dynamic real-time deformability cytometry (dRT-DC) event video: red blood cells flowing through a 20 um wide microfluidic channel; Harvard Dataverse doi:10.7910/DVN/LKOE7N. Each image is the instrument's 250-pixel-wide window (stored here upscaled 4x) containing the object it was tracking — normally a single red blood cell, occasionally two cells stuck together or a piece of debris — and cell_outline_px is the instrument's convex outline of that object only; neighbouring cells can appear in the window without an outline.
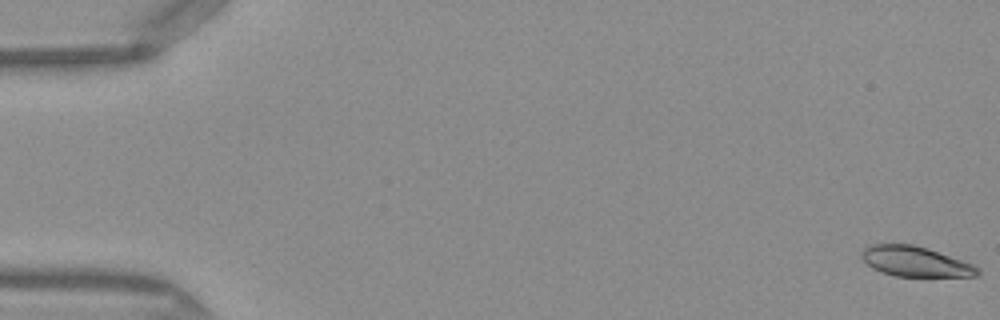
{"species": "Egyptian fruit bat (a non-hibernating species)", "species_latin": "Rousettus aegyptiacus", "temperature_condition": "warm", "stored_images_in_passage": 14, "camera_frame_rate_fps": 3000, "um_per_image_px": 0.085, "frame": {"image": 1, "passage_image": 1, "time_ms": 0.0, "image_size_px": [1000, 320], "cell_outline_px": [[980, 272], [976, 276], [896, 276], [880, 272], [872, 268], [860, 256], [860, 252], [864, 248], [872, 244], [912, 244], [928, 248], [972, 264], [980, 268]], "centroid_in_image_um": [77.77, 22.22], "position_along_channel_um": 7.2, "area_um2": 20.29}}